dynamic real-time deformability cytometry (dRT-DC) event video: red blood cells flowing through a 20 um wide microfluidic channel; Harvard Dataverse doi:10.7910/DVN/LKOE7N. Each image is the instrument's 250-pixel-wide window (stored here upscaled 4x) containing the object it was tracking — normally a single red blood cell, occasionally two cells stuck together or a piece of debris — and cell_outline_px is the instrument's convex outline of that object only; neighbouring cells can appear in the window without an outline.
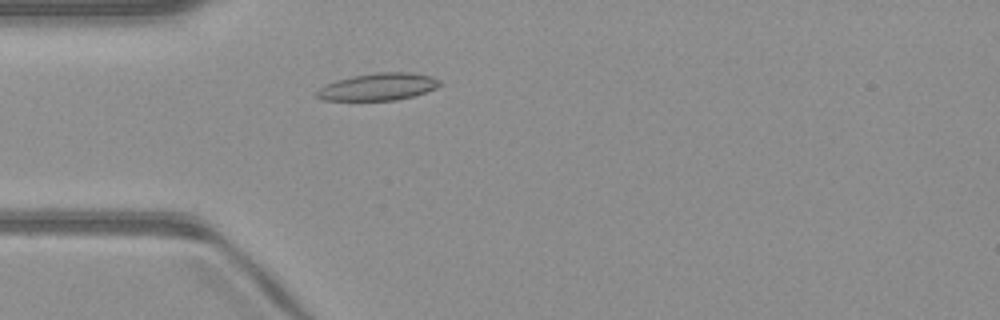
{"species": "common noctule bat (a hibernating species)", "species_latin": "Nyctalus noctula", "temperature_condition": "warm", "stored_images_in_passage": 49, "camera_frame_rate_fps": 3000, "um_per_image_px": 0.085, "animal": {"sex": "male", "body_mass_g": 23.1, "forearm_length_mm": 52.7}, "frame": {"image": 1, "passage_image": 13, "time_ms": 4.0, "image_size_px": [1000, 320], "cell_outline_px": [[444, 84], [436, 88], [412, 96], [396, 100], [324, 100], [316, 96], [316, 92], [324, 84], [336, 80], [352, 76], [376, 72], [412, 72], [432, 76], [440, 80]], "centroid_in_image_um": [32.17, 7.36], "position_along_channel_um": 52.8, "area_um2": 19.59}}
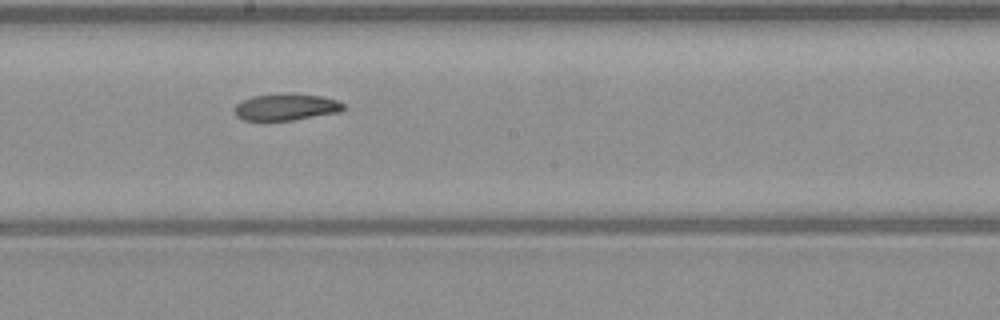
{"frame": {"image": 2, "passage_image": 26, "time_ms": 8.333, "image_size_px": [1000, 320], "cell_outline_px": [[344, 108], [340, 112], [292, 120], [244, 120], [236, 116], [236, 104], [252, 96], [324, 96], [336, 100], [344, 104]], "centroid_in_image_um": [24.34, 9.14], "position_along_channel_um": 223.9, "area_um2": 15.95}}
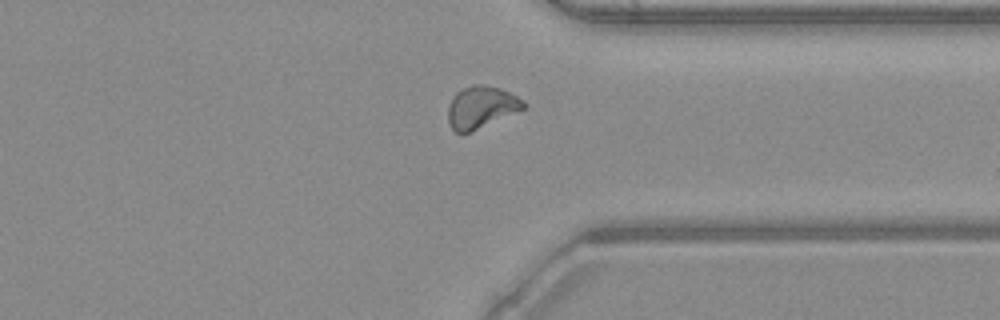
{"frame": {"image": 3, "passage_image": 37, "time_ms": 12.0, "image_size_px": [1000, 320], "cell_outline_px": [[528, 104], [524, 108], [468, 132], [456, 132], [452, 128], [448, 120], [448, 108], [452, 96], [456, 92], [472, 84], [484, 84], [500, 88], [524, 100]], "centroid_in_image_um": [40.88, 9.07], "position_along_channel_um": 370.5, "area_um2": 18.09}}